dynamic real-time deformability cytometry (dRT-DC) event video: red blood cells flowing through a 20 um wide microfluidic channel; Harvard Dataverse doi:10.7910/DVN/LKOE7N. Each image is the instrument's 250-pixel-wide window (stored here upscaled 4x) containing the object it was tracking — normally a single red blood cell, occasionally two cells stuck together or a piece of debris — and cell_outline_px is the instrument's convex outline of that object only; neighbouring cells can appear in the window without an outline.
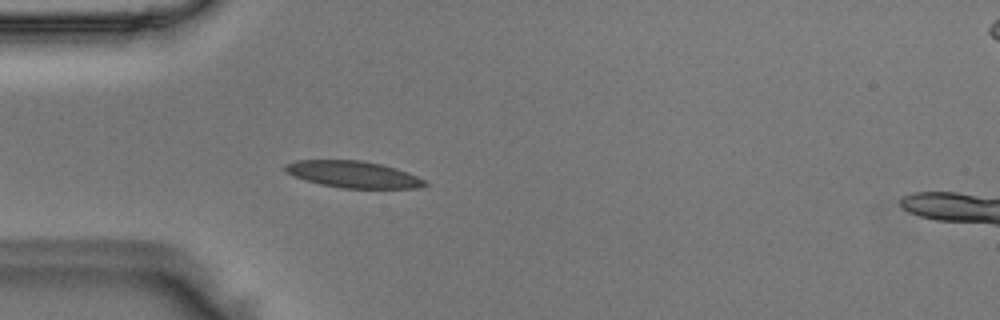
{"species": "Egyptian fruit bat (a non-hibernating species)", "species_latin": "Rousettus aegyptiacus", "temperature_condition": "room temperature", "stored_images_in_passage": 37, "camera_frame_rate_fps": 3000, "um_per_image_px": 0.085, "animal": {"sex": "male"}, "frame": {"image": 1, "passage_image": 7, "time_ms": 2.0, "image_size_px": [1000, 320], "cell_outline_px": [[428, 184], [420, 188], [340, 188], [320, 184], [304, 180], [284, 172], [284, 164], [296, 160], [360, 160], [380, 164], [396, 168], [408, 172], [424, 180]], "centroid_in_image_um": [29.98, 14.82], "position_along_channel_um": 55.0, "area_um2": 21.79}}
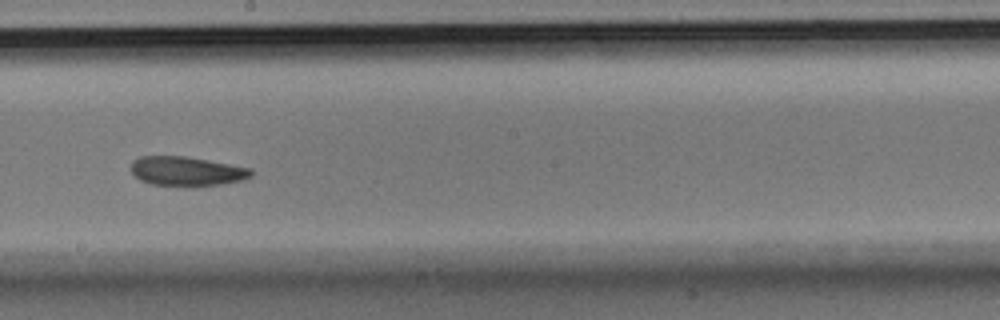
{"frame": {"image": 2, "passage_image": 21, "time_ms": 6.667, "image_size_px": [1000, 320], "cell_outline_px": [[252, 176], [240, 180], [220, 184], [192, 188], [152, 184], [140, 180], [132, 172], [132, 160], [140, 156], [188, 156], [252, 168]], "centroid_in_image_um": [15.87, 14.56], "position_along_channel_um": 232.3, "area_um2": 20.92}}
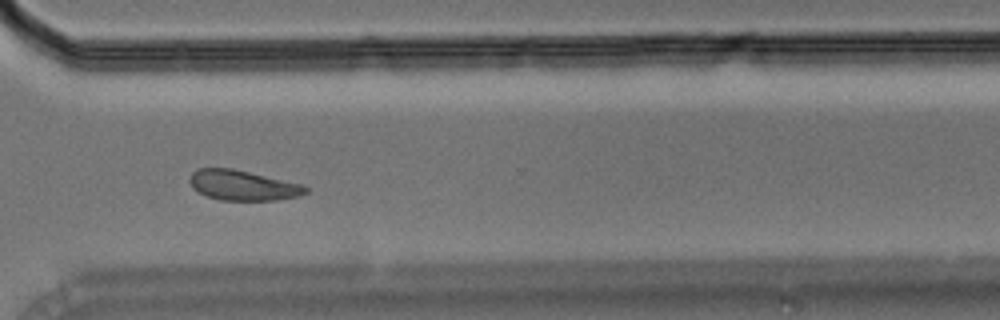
{"frame": {"image": 3, "passage_image": 30, "time_ms": 9.667, "image_size_px": [1000, 320], "cell_outline_px": [[308, 192], [296, 196], [276, 200], [220, 200], [208, 196], [192, 188], [188, 180], [192, 172], [196, 168], [232, 168], [304, 184], [308, 188]], "centroid_in_image_um": [20.63, 15.74], "position_along_channel_um": 350.0, "area_um2": 20.4}}